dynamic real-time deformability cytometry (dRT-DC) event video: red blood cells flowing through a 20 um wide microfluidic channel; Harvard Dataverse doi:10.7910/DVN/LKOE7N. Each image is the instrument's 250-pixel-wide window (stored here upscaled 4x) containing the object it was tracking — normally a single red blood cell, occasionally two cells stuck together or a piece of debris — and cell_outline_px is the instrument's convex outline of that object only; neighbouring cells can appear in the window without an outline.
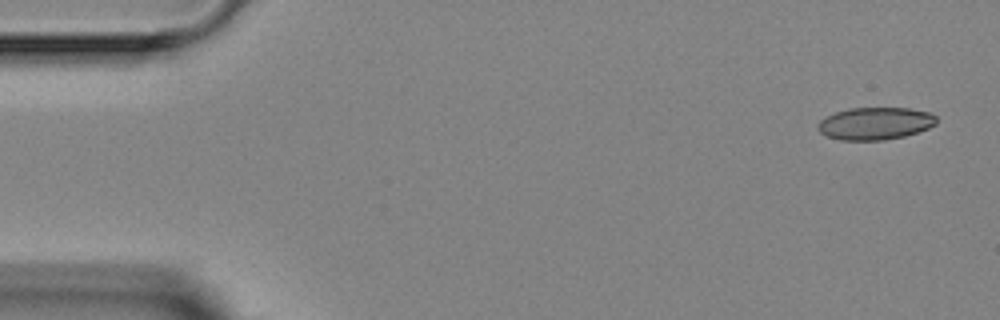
{"species": "Egyptian fruit bat (a non-hibernating species)", "species_latin": "Rousettus aegyptiacus", "temperature_condition": "room temperature", "stored_images_in_passage": 5, "camera_frame_rate_fps": 3000, "um_per_image_px": 0.085, "animal": {"sex": "female"}, "frame": {"image": 1, "passage_image": 1, "time_ms": 0.0, "image_size_px": [1000, 320], "cell_outline_px": [[936, 124], [928, 128], [904, 136], [884, 140], [840, 140], [824, 136], [816, 128], [816, 124], [820, 120], [836, 112], [848, 108], [908, 108], [928, 112], [936, 116]], "centroid_in_image_um": [74.35, 10.5], "position_along_channel_um": 10.7, "area_um2": 22.43}}
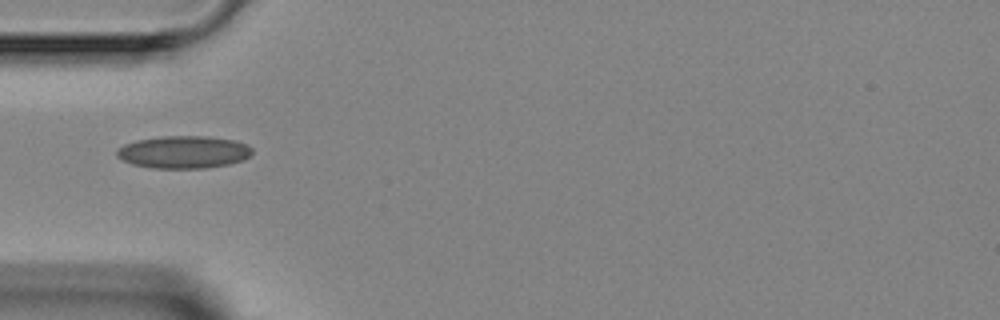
{"frame": {"image": 2, "passage_image": 4, "time_ms": 4.333, "image_size_px": [1000, 320], "cell_outline_px": [[252, 152], [244, 160], [228, 164], [204, 168], [152, 168], [132, 164], [116, 156], [116, 152], [124, 144], [136, 140], [164, 136], [208, 136], [236, 140], [248, 144], [252, 148]], "centroid_in_image_um": [15.63, 12.92], "position_along_channel_um": 69.4, "area_um2": 25.66}}
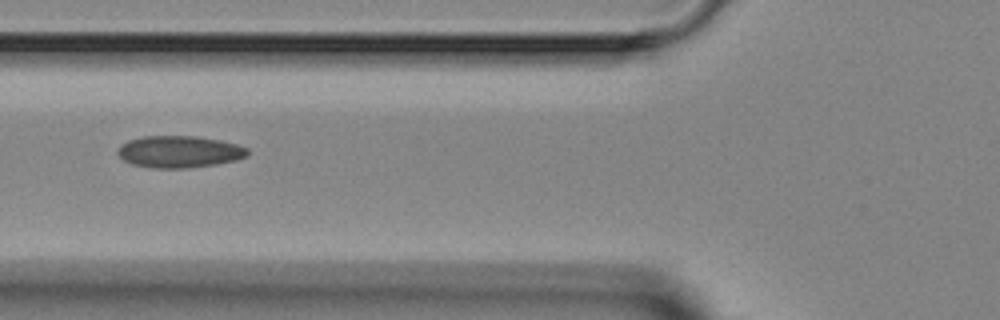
{"frame": {"image": 3, "passage_image": 5, "time_ms": 5.333, "image_size_px": [1000, 320], "cell_outline_px": [[248, 156], [236, 160], [216, 164], [188, 168], [152, 168], [132, 164], [124, 160], [116, 152], [116, 148], [120, 144], [128, 140], [144, 136], [196, 136], [220, 140], [236, 144], [248, 148]], "centroid_in_image_um": [15.22, 12.89], "position_along_channel_um": 110.6, "area_um2": 24.28}}